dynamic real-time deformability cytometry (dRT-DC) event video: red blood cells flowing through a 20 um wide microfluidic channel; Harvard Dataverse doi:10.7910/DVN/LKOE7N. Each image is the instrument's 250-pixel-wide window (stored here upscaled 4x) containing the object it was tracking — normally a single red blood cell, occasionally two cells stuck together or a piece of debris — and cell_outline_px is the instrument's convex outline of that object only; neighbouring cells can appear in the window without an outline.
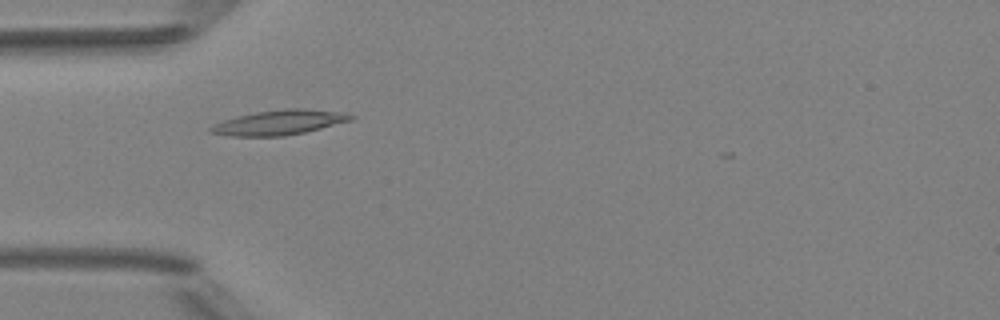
{"species": "Egyptian fruit bat (a non-hibernating species)", "species_latin": "Rousettus aegyptiacus", "temperature_condition": "room temperature", "stored_images_in_passage": 5, "camera_frame_rate_fps": 3000, "um_per_image_px": 0.085, "animal": {"sex": "female"}, "frame": {"image": 1, "passage_image": 5, "time_ms": 4.333, "image_size_px": [1000, 320], "cell_outline_px": [[356, 116], [352, 120], [304, 132], [284, 136], [228, 136], [208, 132], [208, 128], [224, 120], [236, 116], [256, 112], [284, 108], [304, 108], [344, 112]], "centroid_in_image_um": [23.74, 10.4], "position_along_channel_um": 61.3, "area_um2": 20.29}}